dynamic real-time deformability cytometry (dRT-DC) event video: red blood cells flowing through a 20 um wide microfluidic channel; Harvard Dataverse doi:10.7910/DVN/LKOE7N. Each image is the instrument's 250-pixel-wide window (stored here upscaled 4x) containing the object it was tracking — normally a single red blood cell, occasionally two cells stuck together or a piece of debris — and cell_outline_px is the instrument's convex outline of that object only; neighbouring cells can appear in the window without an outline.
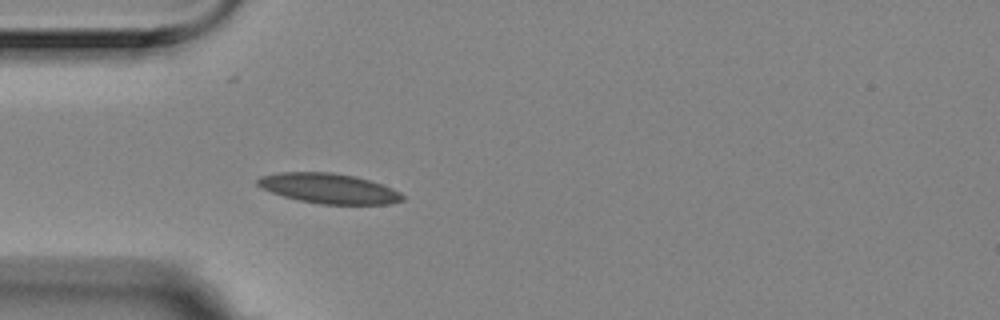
{"species": "Egyptian fruit bat (a non-hibernating species)", "species_latin": "Rousettus aegyptiacus", "temperature_condition": "room temperature", "stored_images_in_passage": 41, "camera_frame_rate_fps": 3000, "um_per_image_px": 0.085, "animal": {"sex": "female"}, "frame": {"image": 1, "passage_image": 1, "time_ms": 0.0, "image_size_px": [1000, 320], "cell_outline_px": [[404, 200], [392, 204], [320, 204], [300, 200], [284, 196], [272, 192], [256, 184], [256, 180], [260, 176], [280, 172], [332, 172], [352, 176], [368, 180], [392, 188], [400, 192], [404, 196]], "centroid_in_image_um": [27.96, 16.02], "position_along_channel_um": 57.0, "area_um2": 25.14}}
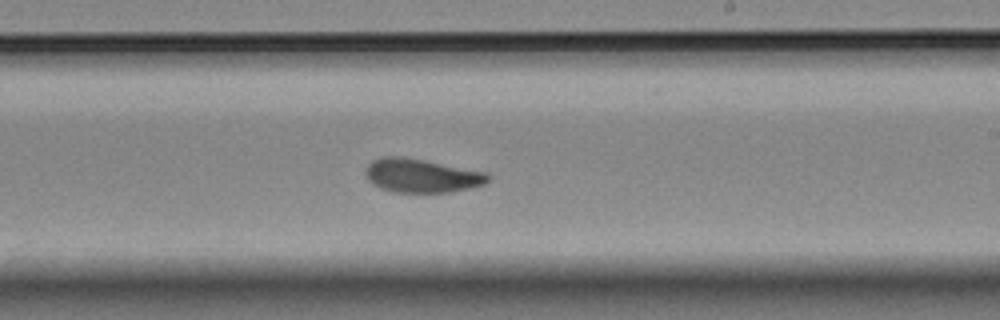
{"frame": {"image": 2, "passage_image": 18, "time_ms": 5.667, "image_size_px": [1000, 320], "cell_outline_px": [[488, 180], [484, 184], [452, 192], [392, 192], [380, 188], [372, 184], [368, 180], [364, 172], [368, 164], [372, 160], [384, 156], [400, 156], [424, 160], [484, 172], [488, 176]], "centroid_in_image_um": [35.75, 14.93], "position_along_channel_um": 253.2, "area_um2": 23.87}}
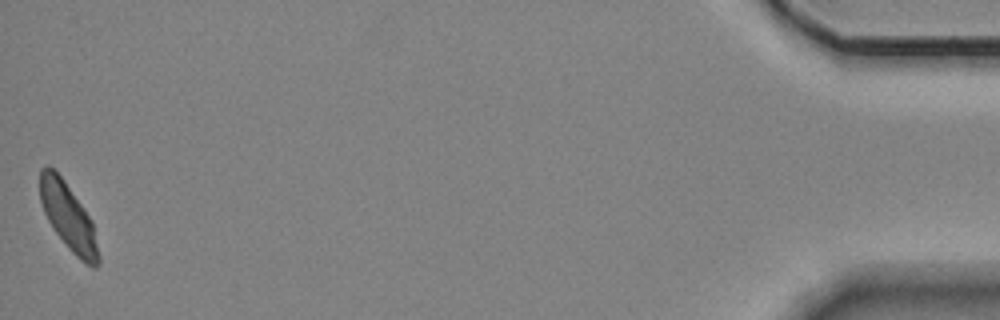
{"frame": {"image": 3, "passage_image": 41, "time_ms": 13.333, "image_size_px": [1000, 320], "cell_outline_px": [[100, 264], [96, 268], [92, 268], [84, 264], [68, 248], [56, 232], [48, 220], [44, 212], [40, 200], [40, 168], [48, 164], [64, 180], [92, 220], [100, 256]], "centroid_in_image_um": [5.82, 18.47], "position_along_channel_um": 429.4, "area_um2": 22.77}, "authors_computed_cell_mechanics": {"area_um2": 23.9292, "velocity_mm_per_s": 3.5194, "shape_relaxation_time_tau1_ms": 3.9727, "shape_relaxation_time_tau2_ms": 1.6485, "deformation_change_tau1": 0.1146, "deformation_change_tau2": 0.071}}